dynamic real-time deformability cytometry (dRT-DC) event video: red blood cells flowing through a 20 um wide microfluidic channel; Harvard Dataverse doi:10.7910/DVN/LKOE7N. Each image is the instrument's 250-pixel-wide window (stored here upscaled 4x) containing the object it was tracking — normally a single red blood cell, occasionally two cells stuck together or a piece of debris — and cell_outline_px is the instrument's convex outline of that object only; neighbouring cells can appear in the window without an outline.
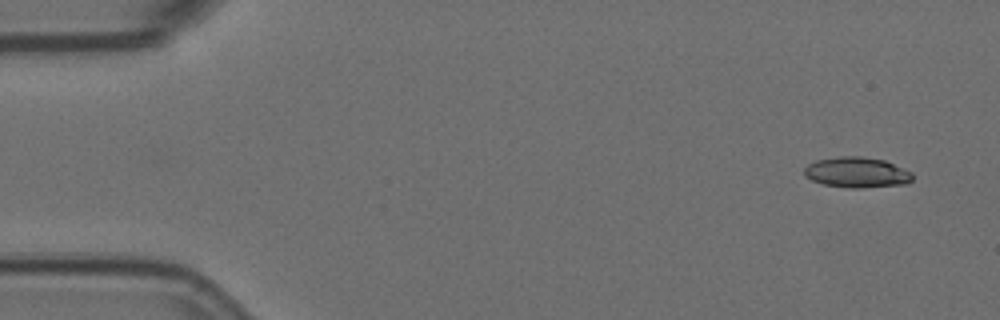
{"species": "Egyptian fruit bat (a non-hibernating species)", "species_latin": "Rousettus aegyptiacus", "temperature_condition": "room temperature", "stored_images_in_passage": 4, "camera_frame_rate_fps": 3000, "um_per_image_px": 0.085, "animal": {"sex": "female"}, "frame": {"image": 1, "passage_image": 1, "time_ms": 0.0, "image_size_px": [1000, 320], "cell_outline_px": [[912, 180], [908, 184], [864, 188], [848, 188], [824, 184], [812, 180], [804, 176], [804, 168], [808, 164], [816, 160], [840, 156], [860, 156], [884, 160], [904, 168], [912, 172]], "centroid_in_image_um": [72.84, 14.66], "position_along_channel_um": 12.2, "area_um2": 19.42}}